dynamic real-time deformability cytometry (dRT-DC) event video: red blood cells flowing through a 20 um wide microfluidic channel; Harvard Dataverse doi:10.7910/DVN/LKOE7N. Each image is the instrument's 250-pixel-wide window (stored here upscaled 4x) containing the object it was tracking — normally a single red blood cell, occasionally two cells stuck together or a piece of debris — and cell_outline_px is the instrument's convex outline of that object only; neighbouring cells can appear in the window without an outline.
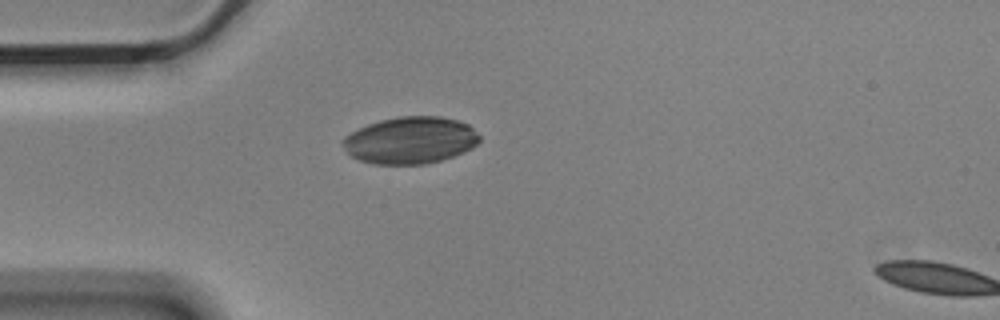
{"species": "Egyptian fruit bat (a non-hibernating species)", "species_latin": "Rousettus aegyptiacus", "temperature_condition": "cold", "stored_images_in_passage": 2, "segment_of_instrument_passage": [1, 2], "camera_frame_rate_fps": 3000, "um_per_image_px": 0.085, "animal": {"sex": "male"}, "frame": {"image": 1, "passage_image": 1, "time_ms": 0.0, "image_size_px": [1000, 320], "cell_outline_px": [[480, 140], [472, 148], [464, 152], [440, 160], [424, 164], [376, 164], [360, 160], [352, 156], [348, 152], [340, 140], [344, 136], [368, 124], [380, 120], [400, 116], [440, 116], [460, 120], [468, 124], [480, 136]], "centroid_in_image_um": [34.89, 11.91], "position_along_channel_um": 50.1, "area_um2": 37.34}}